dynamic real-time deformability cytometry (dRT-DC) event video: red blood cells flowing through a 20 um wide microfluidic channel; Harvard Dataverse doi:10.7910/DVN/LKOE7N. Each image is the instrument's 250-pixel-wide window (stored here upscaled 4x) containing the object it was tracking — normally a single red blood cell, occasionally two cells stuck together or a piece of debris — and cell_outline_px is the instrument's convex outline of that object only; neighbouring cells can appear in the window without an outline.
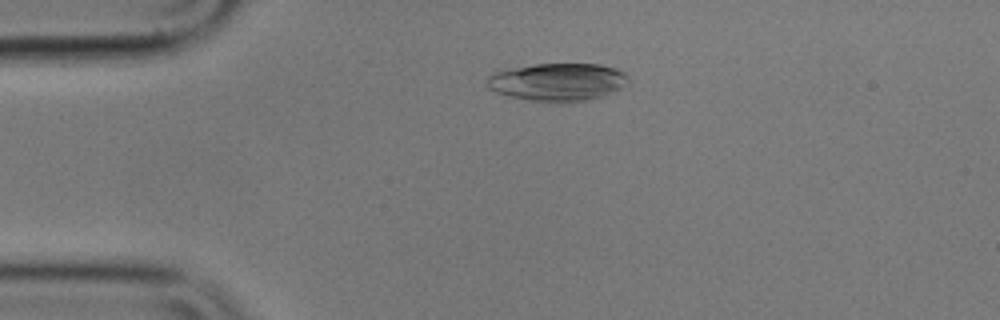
{"species": "common noctule bat (a hibernating species)", "species_latin": "Nyctalus noctula", "temperature_condition": "cold", "stored_images_in_passage": 53, "camera_frame_rate_fps": 3000, "um_per_image_px": 0.085, "animal": {"sex": "male", "body_mass_g": 17.9}, "frame": {"image": 1, "passage_image": 9, "time_ms": 2.667, "image_size_px": [1000, 320], "cell_outline_px": [[628, 84], [620, 88], [600, 96], [588, 100], [528, 100], [508, 96], [496, 92], [488, 88], [484, 80], [492, 72], [508, 68], [532, 64], [600, 64], [616, 68], [624, 72], [628, 76]], "centroid_in_image_um": [47.34, 6.93], "position_along_channel_um": 37.7, "area_um2": 30.87}}
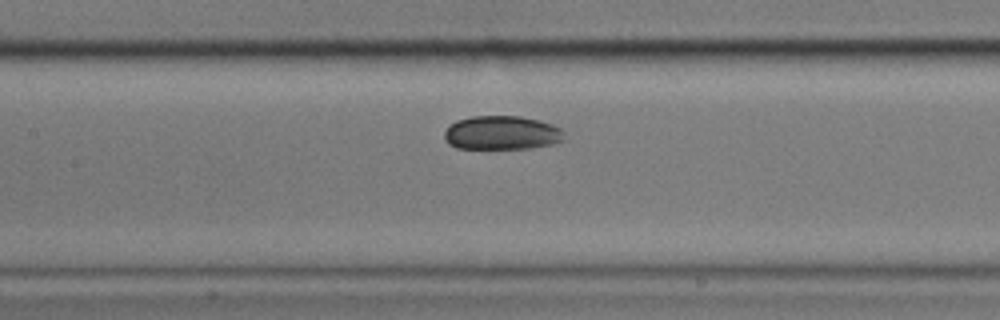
{"frame": {"image": 2, "passage_image": 22, "time_ms": 7.0, "image_size_px": [1000, 320], "cell_outline_px": [[564, 140], [552, 144], [532, 148], [456, 148], [448, 144], [444, 140], [444, 132], [456, 120], [472, 116], [520, 116], [540, 120], [552, 124], [560, 128], [564, 132]], "centroid_in_image_um": [42.66, 11.29], "position_along_channel_um": 164.7, "area_um2": 23.76}}
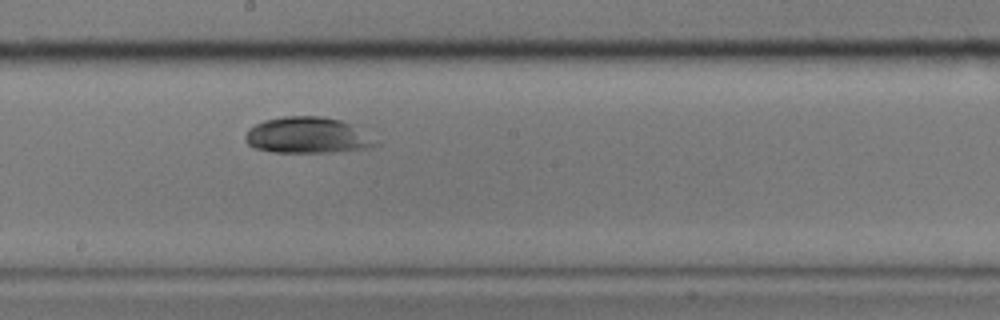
{"frame": {"image": 3, "passage_image": 27, "time_ms": 8.667, "image_size_px": [1000, 320], "cell_outline_px": [[380, 144], [372, 148], [336, 152], [272, 152], [252, 148], [244, 140], [244, 136], [248, 128], [264, 120], [284, 116], [324, 116], [356, 124]], "centroid_in_image_um": [26.16, 11.5], "position_along_channel_um": 222.0, "area_um2": 28.03}}